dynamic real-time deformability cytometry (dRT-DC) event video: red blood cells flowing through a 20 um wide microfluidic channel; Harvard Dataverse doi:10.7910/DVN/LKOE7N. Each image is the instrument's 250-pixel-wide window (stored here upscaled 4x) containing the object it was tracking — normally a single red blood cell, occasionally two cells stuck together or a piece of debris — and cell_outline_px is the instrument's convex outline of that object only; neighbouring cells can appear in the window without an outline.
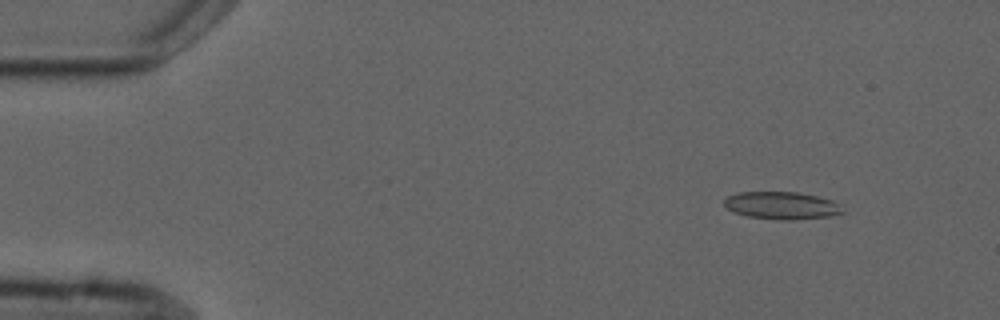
{"species": "common noctule bat (a hibernating species)", "species_latin": "Nyctalus noctula", "temperature_condition": "cold", "stored_images_in_passage": 4, "camera_frame_rate_fps": 3000, "um_per_image_px": 0.085, "animal": {"sex": "male", "forearm_length_mm": 52.5}, "frame": {"image": 1, "passage_image": 2, "time_ms": 1.0, "image_size_px": [1000, 320], "cell_outline_px": [[844, 212], [828, 216], [792, 220], [780, 220], [748, 216], [736, 212], [728, 208], [724, 204], [724, 200], [728, 196], [736, 192], [796, 192], [816, 196], [832, 200]], "centroid_in_image_um": [66.4, 17.46], "position_along_channel_um": 18.6, "area_um2": 18.61}}